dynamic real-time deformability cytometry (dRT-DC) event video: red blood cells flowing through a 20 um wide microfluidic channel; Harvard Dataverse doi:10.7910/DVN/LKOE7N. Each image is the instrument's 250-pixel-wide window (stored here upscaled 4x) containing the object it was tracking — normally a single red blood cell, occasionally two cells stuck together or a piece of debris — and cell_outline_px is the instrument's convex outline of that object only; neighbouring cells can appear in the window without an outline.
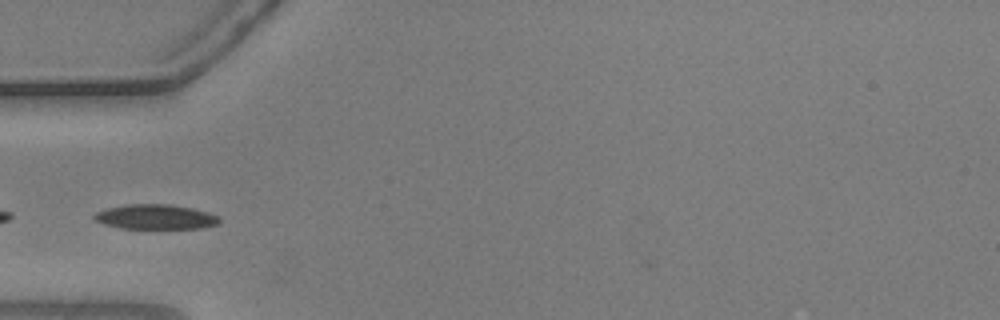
{"species": "common noctule bat (a hibernating species)", "species_latin": "Nyctalus noctula", "temperature_condition": "warm", "stored_images_in_passage": 19, "camera_frame_rate_fps": 3000, "um_per_image_px": 0.085, "animal": {"sex": "male", "body_mass_g": 20.5, "forearm_length_mm": 52.5}, "frame": {"image": 1, "passage_image": 1, "time_ms": 0.0, "image_size_px": [1000, 320], "cell_outline_px": [[220, 220], [216, 224], [204, 228], [120, 228], [104, 224], [96, 220], [92, 216], [96, 212], [108, 208], [128, 204], [168, 204], [192, 208], [208, 212], [220, 216]], "centroid_in_image_um": [13.23, 18.43], "position_along_channel_um": 71.8, "area_um2": 17.98}}
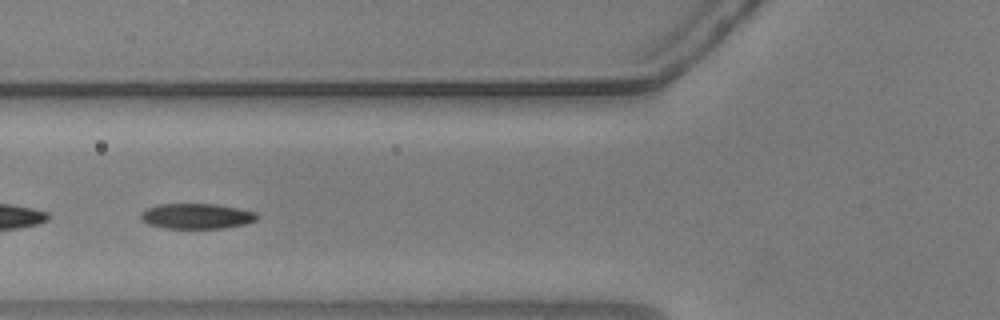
{"frame": {"image": 2, "passage_image": 4, "time_ms": 1.0, "image_size_px": [1000, 320], "cell_outline_px": [[260, 216], [256, 220], [244, 224], [224, 228], [164, 228], [148, 224], [140, 220], [140, 212], [148, 208], [160, 204], [216, 204], [240, 208], [256, 212]], "centroid_in_image_um": [16.72, 18.37], "position_along_channel_um": 109.1, "area_um2": 17.28}}
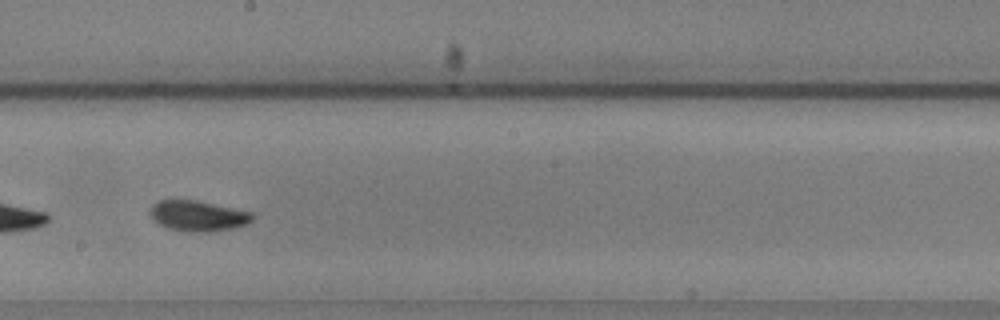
{"frame": {"image": 3, "passage_image": 14, "time_ms": 4.333, "image_size_px": [1000, 320], "cell_outline_px": [[256, 216], [248, 224], [236, 228], [208, 232], [184, 232], [168, 228], [152, 220], [152, 204], [160, 200], [196, 200], [252, 212]], "centroid_in_image_um": [16.88, 18.36], "position_along_channel_um": 231.3, "area_um2": 18.32}}